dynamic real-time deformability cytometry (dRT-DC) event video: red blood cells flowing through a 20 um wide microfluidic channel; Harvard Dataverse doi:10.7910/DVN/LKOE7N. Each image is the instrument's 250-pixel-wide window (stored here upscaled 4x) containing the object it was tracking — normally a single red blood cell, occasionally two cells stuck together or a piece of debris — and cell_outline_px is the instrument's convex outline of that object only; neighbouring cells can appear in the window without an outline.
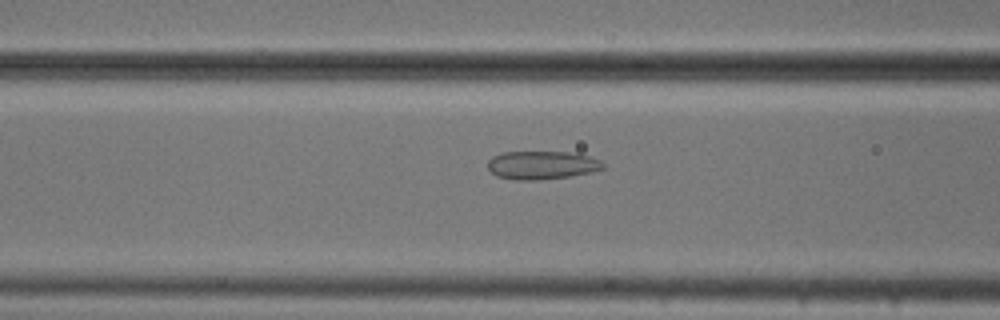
{"species": "common noctule bat (a hibernating species)", "species_latin": "Nyctalus noctula", "temperature_condition": "cold", "stored_images_in_passage": 49, "camera_frame_rate_fps": 3000, "um_per_image_px": 0.085, "animal": {"sex": "male", "body_mass_g": 20.5, "forearm_length_mm": 52.5}, "frame": {"image": 1, "passage_image": 21, "time_ms": 6.667, "image_size_px": [1000, 320], "cell_outline_px": [[604, 168], [592, 172], [568, 176], [540, 180], [516, 180], [496, 176], [488, 168], [488, 160], [492, 156], [504, 152], [576, 152], [600, 160], [604, 164]], "centroid_in_image_um": [46.06, 14.03], "position_along_channel_um": 120.5, "area_um2": 19.07}}
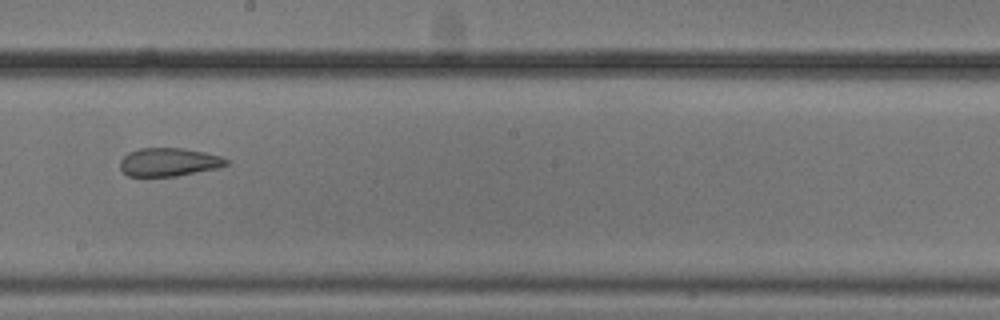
{"frame": {"image": 2, "passage_image": 30, "time_ms": 9.667, "image_size_px": [1000, 320], "cell_outline_px": [[228, 164], [216, 168], [176, 176], [128, 176], [120, 168], [120, 160], [128, 152], [140, 148], [184, 148], [204, 152], [220, 156], [228, 160]], "centroid_in_image_um": [14.32, 13.77], "position_along_channel_um": 233.9, "area_um2": 17.4}}
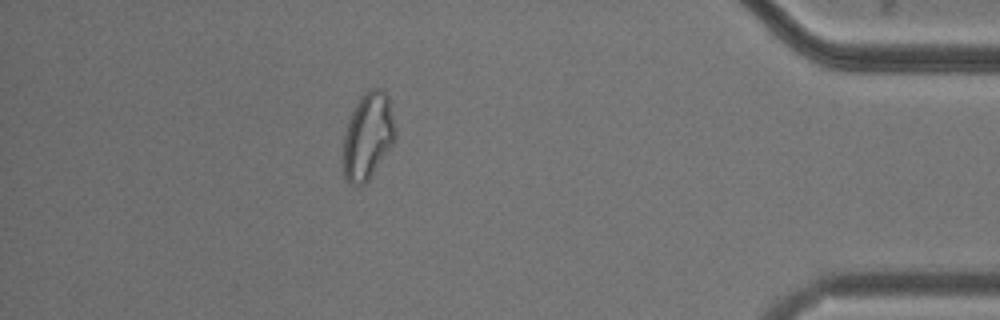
{"frame": {"image": 3, "passage_image": 47, "time_ms": 15.333, "image_size_px": [1000, 320], "cell_outline_px": [[396, 140], [368, 180], [364, 184], [348, 184], [344, 176], [344, 136], [348, 120], [360, 96], [368, 88], [380, 88], [388, 96], [396, 132]], "centroid_in_image_um": [31.28, 11.55], "position_along_channel_um": 403.9, "area_um2": 26.18}, "authors_computed_cell_mechanics": {"area_um2": 22.3686, "velocity_mm_per_s": 3.7705, "shape_relaxation_time_tau1_ms": null, "shape_relaxation_time_tau2_ms": 2.7808, "deformation_change_tau1": null, "deformation_change_tau2": 0.0831}}